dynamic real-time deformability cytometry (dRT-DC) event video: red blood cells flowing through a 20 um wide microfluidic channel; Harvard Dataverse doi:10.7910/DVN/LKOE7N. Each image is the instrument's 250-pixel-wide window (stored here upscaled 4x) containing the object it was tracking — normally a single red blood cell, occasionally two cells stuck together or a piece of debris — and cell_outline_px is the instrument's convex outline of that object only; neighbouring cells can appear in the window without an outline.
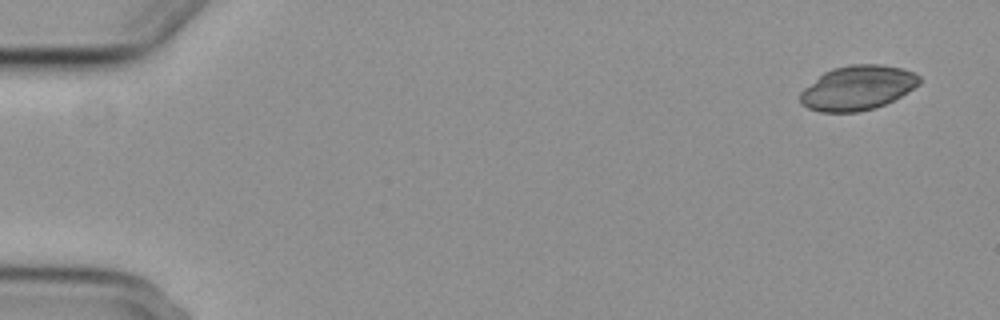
{"species": "common noctule bat (a hibernating species)", "species_latin": "Nyctalus noctula", "temperature_condition": "cold", "stored_images_in_passage": 11, "camera_frame_rate_fps": 3000, "um_per_image_px": 0.085, "animal": {"sex": "female", "body_mass_g": 29.2, "forearm_length_mm": 56.3}, "frame": {"image": 1, "passage_image": 1, "time_ms": 0.0, "image_size_px": [1000, 320], "cell_outline_px": [[920, 84], [900, 96], [884, 104], [872, 108], [856, 112], [820, 112], [808, 108], [800, 104], [800, 92], [804, 88], [824, 72], [832, 68], [848, 64], [880, 64], [904, 68], [916, 72], [920, 76]], "centroid_in_image_um": [72.89, 7.45], "position_along_channel_um": 12.1, "area_um2": 30.98}}